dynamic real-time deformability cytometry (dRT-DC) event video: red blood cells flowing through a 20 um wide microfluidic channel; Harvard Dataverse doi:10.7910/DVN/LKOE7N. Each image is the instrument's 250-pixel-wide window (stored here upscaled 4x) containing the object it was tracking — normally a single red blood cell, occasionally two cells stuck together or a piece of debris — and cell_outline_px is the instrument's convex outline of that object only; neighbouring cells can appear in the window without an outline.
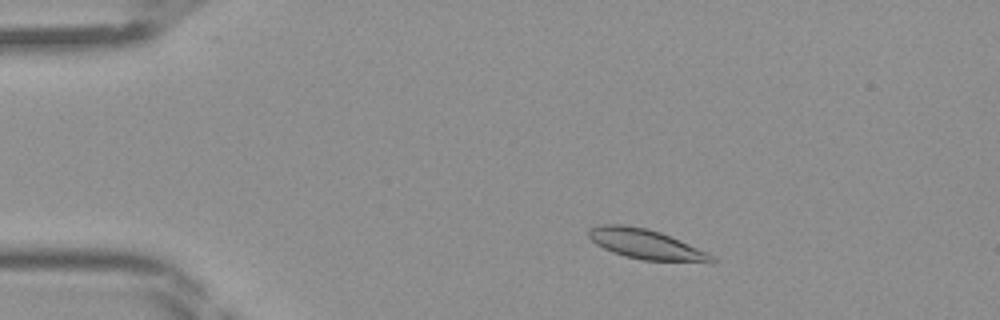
{"species": "Egyptian fruit bat (a non-hibernating species)", "species_latin": "Rousettus aegyptiacus", "temperature_condition": "room temperature", "stored_images_in_passage": 41, "camera_frame_rate_fps": 3000, "um_per_image_px": 0.085, "frame": {"image": 1, "passage_image": 4, "time_ms": 1.0, "image_size_px": [1000, 320], "cell_outline_px": [[716, 260], [712, 264], [644, 260], [624, 256], [612, 252], [596, 244], [588, 236], [588, 228], [600, 224], [624, 224], [648, 228], [660, 232], [680, 240], [708, 252], [716, 256]], "centroid_in_image_um": [54.98, 20.78], "position_along_channel_um": 30.0, "area_um2": 22.02}}
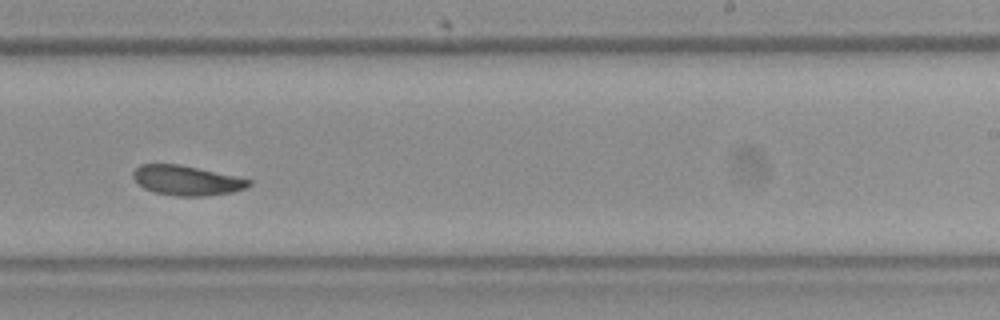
{"frame": {"image": 2, "passage_image": 24, "time_ms": 7.667, "image_size_px": [1000, 320], "cell_outline_px": [[252, 184], [244, 188], [232, 192], [204, 196], [176, 196], [156, 192], [144, 188], [132, 176], [132, 172], [140, 164], [180, 164], [252, 180]], "centroid_in_image_um": [15.85, 15.33], "position_along_channel_um": 273.1, "area_um2": 19.83}}
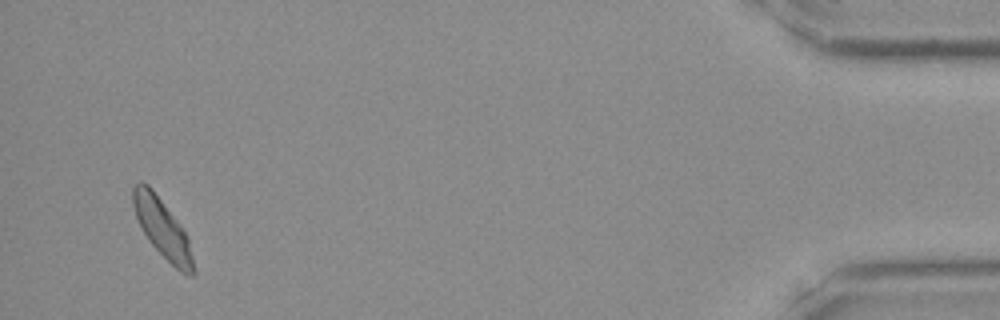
{"frame": {"image": 3, "passage_image": 39, "time_ms": 12.667, "image_size_px": [1000, 320], "cell_outline_px": [[196, 272], [192, 276], [188, 276], [180, 272], [148, 240], [136, 216], [132, 204], [132, 188], [140, 180], [148, 184], [152, 188], [180, 224], [188, 236]], "centroid_in_image_um": [13.82, 19.41], "position_along_channel_um": 421.4, "area_um2": 20.58}}